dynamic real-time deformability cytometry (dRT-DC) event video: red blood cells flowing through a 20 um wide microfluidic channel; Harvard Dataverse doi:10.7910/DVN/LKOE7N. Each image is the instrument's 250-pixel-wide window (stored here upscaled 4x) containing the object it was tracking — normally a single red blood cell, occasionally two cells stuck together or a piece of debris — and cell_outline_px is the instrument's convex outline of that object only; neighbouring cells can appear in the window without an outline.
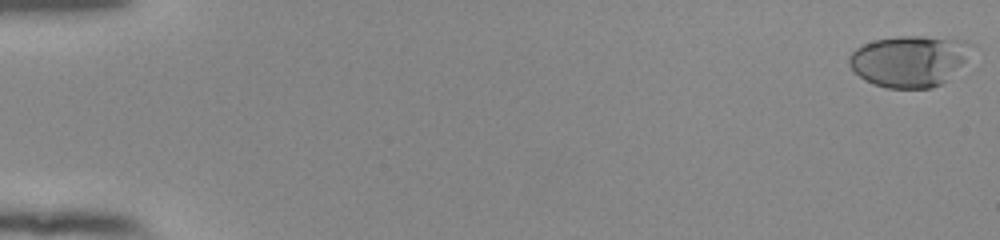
{"species": "human", "species_latin": "Homo sapiens", "temperature_condition": "room temperature", "stored_images_in_passage": 54, "camera_frame_rate_fps": 3000, "um_per_image_px": 0.085, "donor": {"sex": "female"}, "frame": {"image": 1, "passage_image": 1, "time_ms": 0.0, "image_size_px": [1000, 240], "cell_outline_px": [[968, 44], [964, 60], [940, 84], [932, 88], [888, 88], [872, 84], [864, 80], [848, 64], [848, 56], [856, 48], [864, 44], [876, 40], [900, 36], [924, 36], [964, 40]], "centroid_in_image_um": [77.18, 5.19], "position_along_channel_um": 7.8, "area_um2": 35.6}}
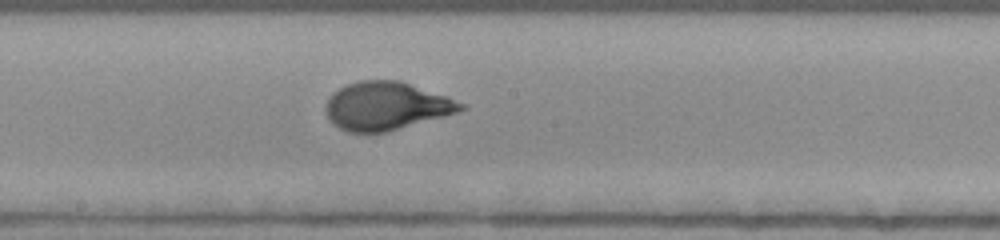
{"frame": {"image": 2, "passage_image": 31, "time_ms": 10.0, "image_size_px": [1000, 240], "cell_outline_px": [[464, 108], [456, 112], [444, 116], [388, 132], [348, 132], [332, 124], [328, 116], [328, 100], [332, 92], [344, 84], [360, 80], [400, 80], [444, 96], [464, 104]], "centroid_in_image_um": [32.79, 9.0], "position_along_channel_um": 215.4, "area_um2": 37.4}}
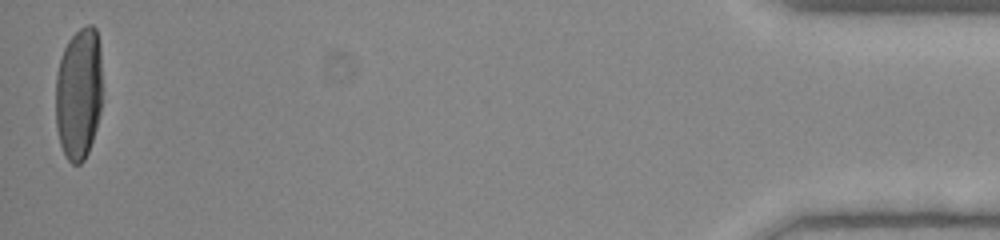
{"frame": {"image": 3, "passage_image": 54, "time_ms": 17.667, "image_size_px": [1000, 240], "cell_outline_px": [[100, 112], [96, 128], [88, 152], [84, 160], [80, 164], [72, 164], [68, 160], [60, 144], [56, 128], [56, 76], [60, 60], [64, 48], [68, 40], [80, 28], [88, 24], [92, 24], [96, 28], [100, 44]], "centroid_in_image_um": [6.68, 7.94], "position_along_channel_um": 428.5, "area_um2": 35.89}, "authors_computed_cell_mechanics": {"area_um2": 36.1828, "velocity_mm_per_s": 3.8785, "shape_relaxation_time_tau1_ms": 3.254, "shape_relaxation_time_tau2_ms": null, "deformation_change_tau1": 0.1892, "deformation_change_tau2": null}}